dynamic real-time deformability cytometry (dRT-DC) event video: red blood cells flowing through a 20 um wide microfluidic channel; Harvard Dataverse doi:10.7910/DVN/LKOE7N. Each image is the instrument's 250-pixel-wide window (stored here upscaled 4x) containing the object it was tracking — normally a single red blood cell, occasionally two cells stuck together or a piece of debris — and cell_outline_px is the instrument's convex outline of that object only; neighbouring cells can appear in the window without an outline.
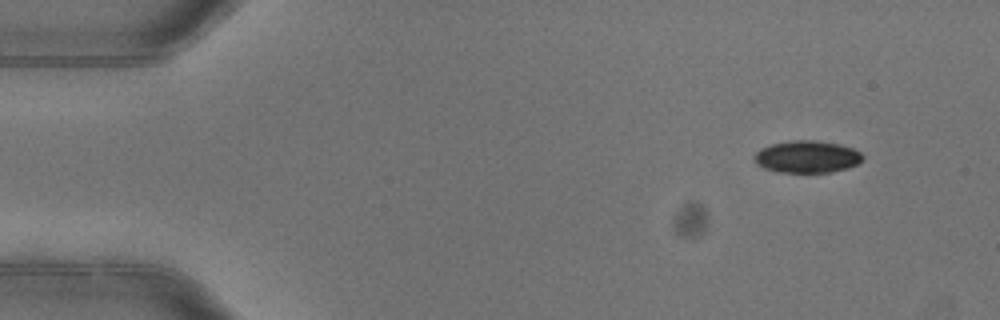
{"species": "common noctule bat (a hibernating species)", "species_latin": "Nyctalus noctula", "temperature_condition": "warm", "stored_images_in_passage": 3, "camera_frame_rate_fps": 3000, "um_per_image_px": 0.085, "animal": {"sex": "female"}, "frame": {"image": 1, "passage_image": 1, "time_ms": 0.0, "image_size_px": [1000, 320], "cell_outline_px": [[864, 160], [848, 168], [832, 172], [776, 172], [764, 168], [756, 164], [752, 156], [760, 148], [772, 144], [788, 140], [812, 140], [840, 144], [852, 148], [860, 152], [864, 156]], "centroid_in_image_um": [68.58, 13.32], "position_along_channel_um": 16.4, "area_um2": 20.52}}